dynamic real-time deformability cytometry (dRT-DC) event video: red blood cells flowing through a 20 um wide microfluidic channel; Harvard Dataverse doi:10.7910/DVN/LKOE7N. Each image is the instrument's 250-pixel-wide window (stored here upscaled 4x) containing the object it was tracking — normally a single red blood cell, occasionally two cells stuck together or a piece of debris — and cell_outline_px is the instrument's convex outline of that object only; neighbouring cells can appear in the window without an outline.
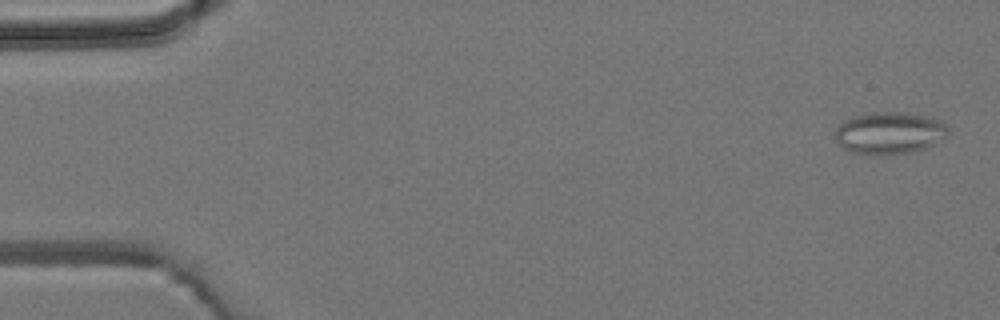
{"species": "common noctule bat (a hibernating species)", "species_latin": "Nyctalus noctula", "temperature_condition": "room temperature", "stored_images_in_passage": 5, "camera_frame_rate_fps": 3000, "um_per_image_px": 0.085, "animal": {"sex": "male", "body_mass_g": 19.2, "forearm_length_mm": 51.8}, "frame": {"image": 1, "passage_image": 1, "time_ms": 0.0, "image_size_px": [1000, 320], "cell_outline_px": [[948, 136], [924, 148], [908, 152], [852, 152], [840, 148], [836, 140], [836, 128], [844, 120], [856, 116], [876, 112], [904, 112], [924, 116], [940, 120], [948, 124]], "centroid_in_image_um": [75.62, 11.26], "position_along_channel_um": 9.4, "area_um2": 26.93}}
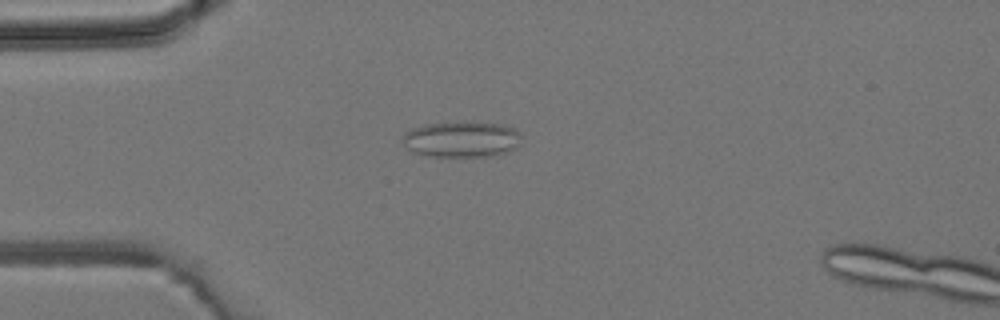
{"frame": {"image": 2, "passage_image": 4, "time_ms": 3.667, "image_size_px": [1000, 320], "cell_outline_px": [[520, 144], [516, 148], [496, 156], [424, 156], [412, 152], [404, 144], [404, 132], [412, 128], [424, 124], [464, 120], [500, 124], [512, 128], [520, 132]], "centroid_in_image_um": [39.24, 11.82], "position_along_channel_um": 45.8, "area_um2": 25.37}}